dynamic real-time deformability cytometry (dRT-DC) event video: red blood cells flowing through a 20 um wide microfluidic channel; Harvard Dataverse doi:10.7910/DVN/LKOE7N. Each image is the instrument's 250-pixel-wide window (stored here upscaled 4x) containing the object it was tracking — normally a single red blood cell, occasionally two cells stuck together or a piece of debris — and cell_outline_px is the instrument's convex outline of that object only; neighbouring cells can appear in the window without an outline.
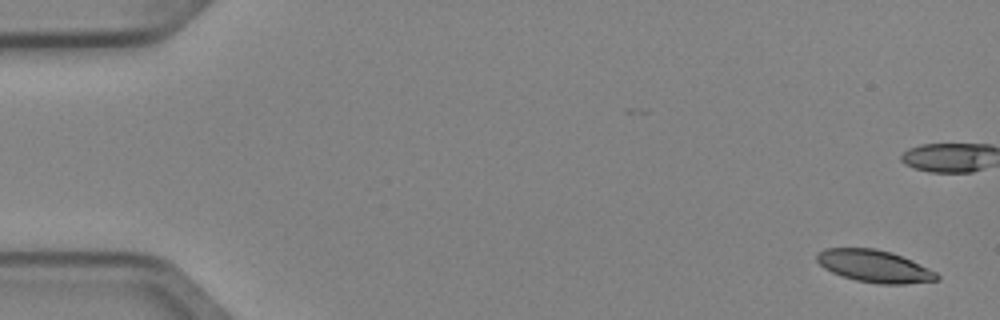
{"species": "Egyptian fruit bat (a non-hibernating species)", "species_latin": "Rousettus aegyptiacus", "temperature_condition": "cold", "stored_images_in_passage": 7, "camera_frame_rate_fps": 3000, "um_per_image_px": 0.085, "animal": {"sex": "female"}, "frame": {"image": 1, "passage_image": 1, "time_ms": 0.0, "image_size_px": [1000, 320], "cell_outline_px": [[940, 280], [904, 284], [880, 284], [856, 280], [840, 276], [824, 268], [816, 260], [816, 256], [824, 248], [876, 248], [892, 252], [912, 260], [936, 272], [940, 276]], "centroid_in_image_um": [74.34, 22.62], "position_along_channel_um": 10.7, "area_um2": 22.66}}